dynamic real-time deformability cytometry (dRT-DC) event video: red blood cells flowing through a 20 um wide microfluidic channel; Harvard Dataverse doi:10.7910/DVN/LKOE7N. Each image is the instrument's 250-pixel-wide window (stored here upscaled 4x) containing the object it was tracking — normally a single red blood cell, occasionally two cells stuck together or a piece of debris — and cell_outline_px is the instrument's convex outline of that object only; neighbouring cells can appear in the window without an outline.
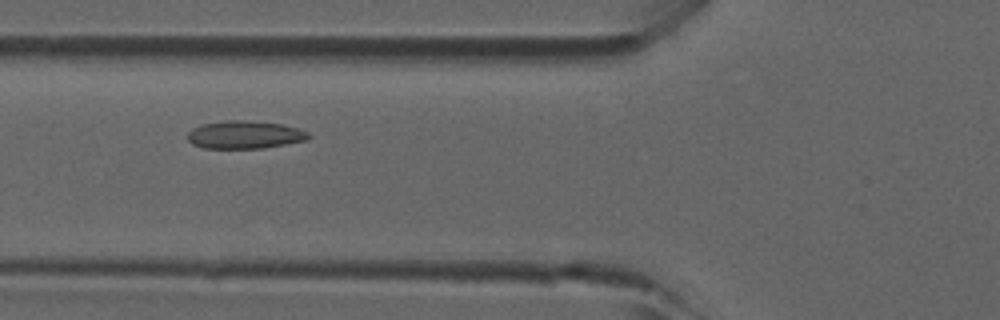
{"species": "common noctule bat (a hibernating species)", "species_latin": "Nyctalus noctula", "temperature_condition": "room temperature", "stored_images_in_passage": 5, "camera_frame_rate_fps": 3000, "um_per_image_px": 0.085, "animal": {"sex": "male", "forearm_length_mm": 52.5}, "frame": {"image": 1, "passage_image": 4, "time_ms": 1.0, "image_size_px": [1000, 320], "cell_outline_px": [[312, 136], [308, 140], [264, 148], [204, 148], [192, 144], [188, 140], [188, 132], [192, 128], [200, 124], [224, 120], [244, 120], [280, 124], [296, 128], [308, 132]], "centroid_in_image_um": [20.78, 11.45], "position_along_channel_um": 105.0, "area_um2": 19.71}}
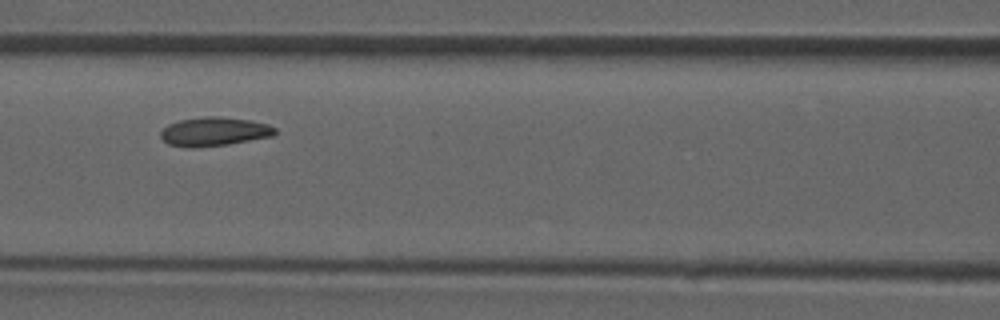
{"frame": {"image": 2, "passage_image": 5, "time_ms": 1.333, "image_size_px": [1000, 320], "cell_outline_px": [[276, 132], [272, 136], [228, 144], [192, 148], [168, 144], [160, 136], [160, 132], [168, 124], [180, 120], [204, 116], [220, 116], [252, 120], [268, 124], [276, 128]], "centroid_in_image_um": [18.21, 11.17], "position_along_channel_um": 148.4, "area_um2": 19.25}}